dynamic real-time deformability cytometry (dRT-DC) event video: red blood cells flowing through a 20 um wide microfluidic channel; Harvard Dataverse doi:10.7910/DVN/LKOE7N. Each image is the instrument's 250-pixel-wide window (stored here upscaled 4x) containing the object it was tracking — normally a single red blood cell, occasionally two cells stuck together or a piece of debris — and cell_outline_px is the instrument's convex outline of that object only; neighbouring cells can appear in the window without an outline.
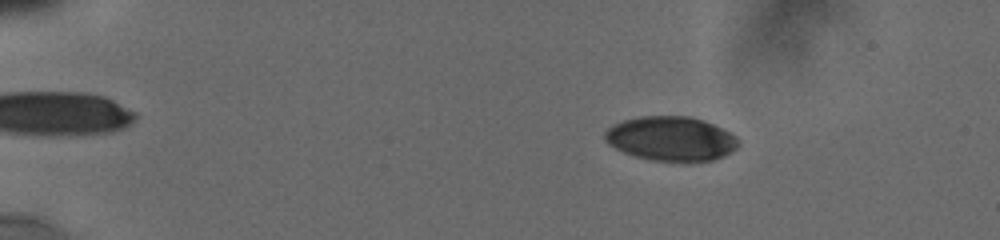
{"species": "human", "species_latin": "Homo sapiens", "temperature_condition": "cold", "stored_images_in_passage": 27, "camera_frame_rate_fps": 3000, "um_per_image_px": 0.085, "donor": {"sex": "male"}, "frame": {"image": 1, "passage_image": 8, "time_ms": 3.333, "image_size_px": [1000, 240], "cell_outline_px": [[740, 144], [732, 152], [724, 156], [712, 160], [680, 164], [652, 160], [636, 156], [624, 152], [608, 144], [604, 140], [604, 132], [612, 124], [624, 120], [640, 116], [688, 116], [704, 120], [736, 136], [740, 140]], "centroid_in_image_um": [57.05, 11.82], "position_along_channel_um": 28.0, "area_um2": 35.14}}
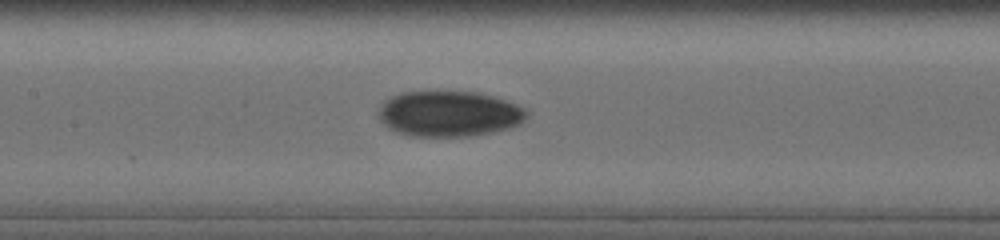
{"frame": {"image": 2, "passage_image": 22, "time_ms": 9.667, "image_size_px": [1000, 240], "cell_outline_px": [[528, 112], [524, 120], [520, 124], [508, 128], [492, 132], [468, 136], [412, 136], [396, 132], [388, 128], [380, 120], [380, 108], [384, 100], [400, 92], [476, 92], [492, 96], [516, 104], [524, 108]], "centroid_in_image_um": [38.16, 9.67], "position_along_channel_um": 169.2, "area_um2": 39.13}}
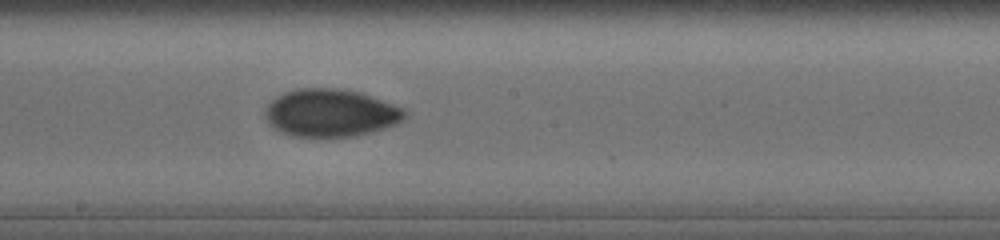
{"frame": {"image": 3, "passage_image": 26, "time_ms": 11.0, "image_size_px": [1000, 240], "cell_outline_px": [[404, 116], [396, 124], [384, 128], [356, 136], [292, 136], [272, 128], [268, 124], [264, 116], [264, 112], [268, 104], [276, 96], [284, 92], [296, 88], [336, 88], [360, 92], [404, 108]], "centroid_in_image_um": [28.04, 9.59], "position_along_channel_um": 220.2, "area_um2": 38.67}}